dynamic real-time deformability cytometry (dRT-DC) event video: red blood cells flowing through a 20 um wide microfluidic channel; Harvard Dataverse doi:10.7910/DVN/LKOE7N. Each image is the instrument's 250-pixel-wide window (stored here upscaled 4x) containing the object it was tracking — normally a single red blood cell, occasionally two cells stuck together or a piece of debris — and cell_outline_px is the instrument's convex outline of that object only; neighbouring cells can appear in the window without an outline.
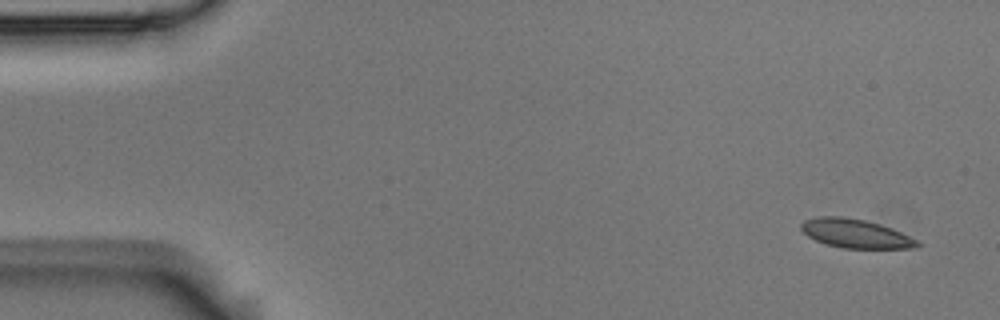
{"species": "Egyptian fruit bat (a non-hibernating species)", "species_latin": "Rousettus aegyptiacus", "temperature_condition": "room temperature", "stored_images_in_passage": 7, "camera_frame_rate_fps": 3000, "um_per_image_px": 0.085, "animal": {"sex": "male"}, "frame": {"image": 1, "passage_image": 1, "time_ms": 0.0, "image_size_px": [1000, 320], "cell_outline_px": [[920, 244], [916, 248], [844, 248], [824, 244], [808, 236], [800, 228], [800, 224], [804, 220], [816, 216], [840, 216], [864, 220], [880, 224], [892, 228], [916, 240]], "centroid_in_image_um": [72.67, 19.84], "position_along_channel_um": 12.3, "area_um2": 19.42}}
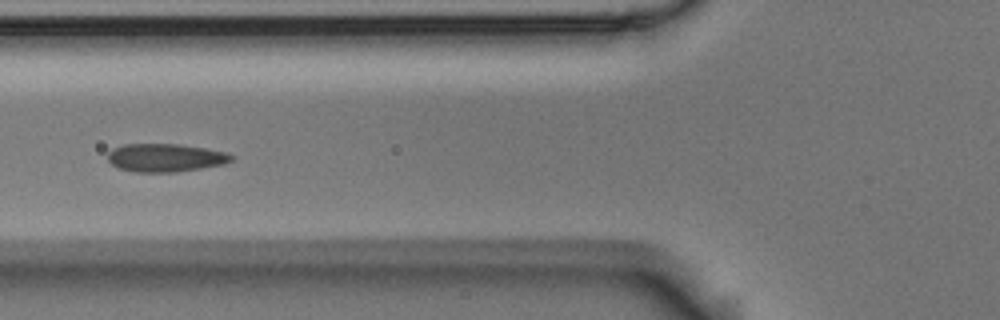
{"frame": {"image": 2, "passage_image": 6, "time_ms": 1.667, "image_size_px": [1000, 320], "cell_outline_px": [[236, 156], [232, 160], [224, 164], [176, 172], [136, 172], [120, 168], [112, 164], [108, 160], [108, 152], [112, 148], [124, 144], [176, 144], [204, 148], [224, 152]], "centroid_in_image_um": [14.05, 13.4], "position_along_channel_um": 111.8, "area_um2": 20.17}}
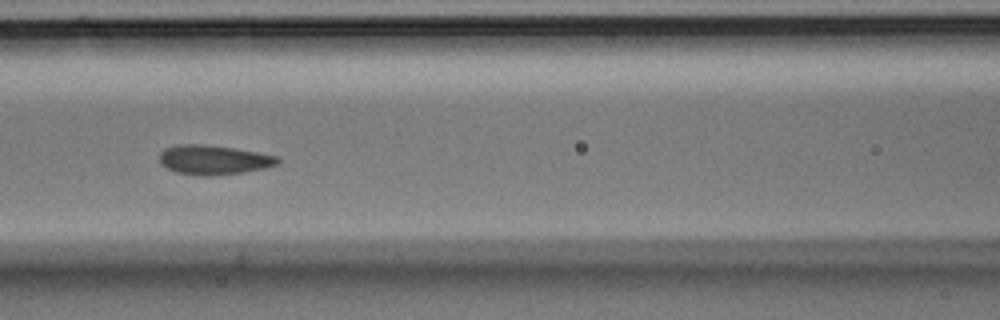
{"frame": {"image": 3, "passage_image": 7, "time_ms": 2.0, "image_size_px": [1000, 320], "cell_outline_px": [[280, 160], [276, 164], [264, 168], [244, 172], [212, 176], [200, 176], [176, 172], [160, 164], [160, 152], [164, 148], [180, 144], [204, 144], [232, 148], [256, 152], [276, 156]], "centroid_in_image_um": [18.12, 13.59], "position_along_channel_um": 148.5, "area_um2": 20.17}}